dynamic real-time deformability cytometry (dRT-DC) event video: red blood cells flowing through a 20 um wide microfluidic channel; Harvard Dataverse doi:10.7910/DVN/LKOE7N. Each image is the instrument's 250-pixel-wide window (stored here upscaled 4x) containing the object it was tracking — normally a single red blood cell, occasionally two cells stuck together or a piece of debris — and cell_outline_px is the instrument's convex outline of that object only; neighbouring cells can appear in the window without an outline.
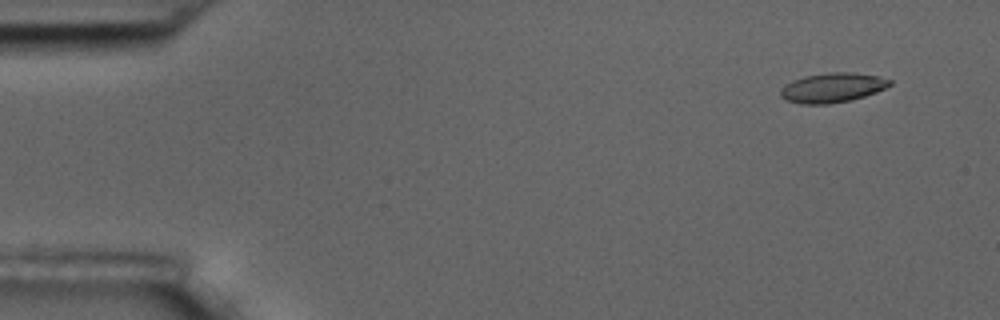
{"species": "common noctule bat (a hibernating species)", "species_latin": "Nyctalus noctula", "temperature_condition": "room temperature", "stored_images_in_passage": 5, "camera_frame_rate_fps": 3000, "um_per_image_px": 0.085, "animal": {"sex": "male", "body_mass_g": 17.5, "forearm_length_mm": 52.3}, "frame": {"image": 1, "passage_image": 2, "time_ms": 1.0, "image_size_px": [1000, 320], "cell_outline_px": [[892, 84], [876, 92], [852, 100], [828, 104], [804, 104], [788, 100], [780, 96], [780, 88], [784, 84], [792, 80], [804, 76], [828, 72], [852, 72], [880, 76], [892, 80]], "centroid_in_image_um": [70.75, 7.44], "position_along_channel_um": 14.2, "area_um2": 18.96}}